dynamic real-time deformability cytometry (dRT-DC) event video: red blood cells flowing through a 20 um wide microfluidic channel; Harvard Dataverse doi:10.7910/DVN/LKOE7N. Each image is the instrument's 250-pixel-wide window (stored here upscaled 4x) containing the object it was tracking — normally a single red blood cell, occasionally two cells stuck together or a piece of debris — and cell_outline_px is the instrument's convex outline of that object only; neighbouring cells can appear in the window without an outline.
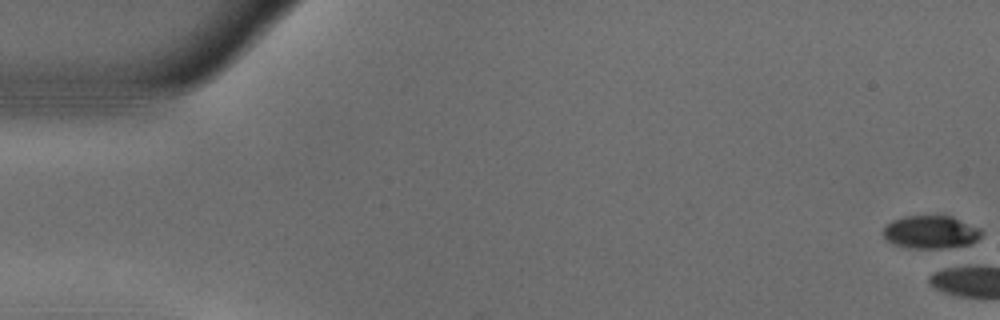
{"species": "common noctule bat (a hibernating species)", "species_latin": "Nyctalus noctula", "temperature_condition": "warm", "stored_images_in_passage": 2, "camera_frame_rate_fps": 3000, "um_per_image_px": 0.085, "animal": {"sex": "male", "body_mass_g": 18.8}, "frame": {"image": 1, "passage_image": 1, "time_ms": 0.0, "image_size_px": [1000, 320], "cell_outline_px": [[984, 232], [976, 240], [968, 244], [944, 248], [908, 248], [892, 244], [880, 232], [892, 220], [904, 216], [952, 216], [980, 228]], "centroid_in_image_um": [79.09, 19.72], "position_along_channel_um": 5.9, "area_um2": 18.9}}